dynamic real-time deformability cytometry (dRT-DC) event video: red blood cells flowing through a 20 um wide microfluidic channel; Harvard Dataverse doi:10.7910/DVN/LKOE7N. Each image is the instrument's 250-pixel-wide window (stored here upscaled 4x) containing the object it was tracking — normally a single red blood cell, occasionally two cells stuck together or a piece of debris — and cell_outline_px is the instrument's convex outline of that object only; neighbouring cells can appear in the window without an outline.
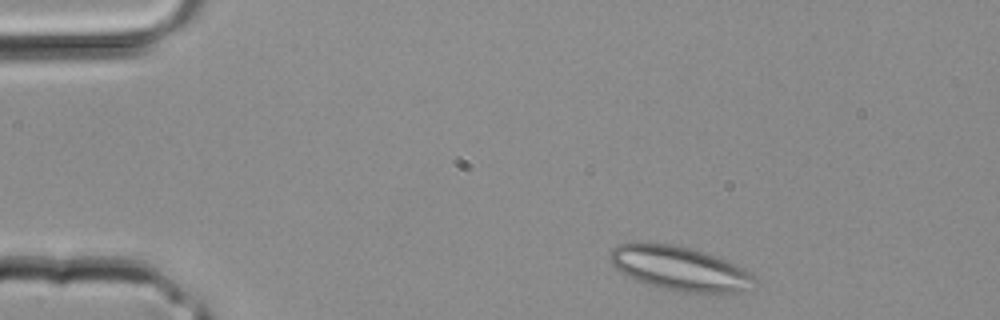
{"species": "common noctule bat (a hibernating species)", "species_latin": "Nyctalus noctula", "temperature_condition": "room temperature", "stored_images_in_passage": 2, "camera_frame_rate_fps": 3000, "um_per_image_px": 0.085, "animal": {"sex": "male", "body_mass_g": 20.4}, "frame": {"image": 1, "passage_image": 1, "time_ms": 0.0, "image_size_px": [1000, 320], "cell_outline_px": [[756, 280], [744, 288], [736, 292], [716, 296], [684, 292], [648, 284], [636, 280], [616, 268], [608, 260], [608, 256], [612, 248], [616, 244], [636, 240], [672, 244], [704, 252], [716, 256], [736, 264], [744, 268]], "centroid_in_image_um": [57.71, 22.8], "position_along_channel_um": 27.3, "area_um2": 37.69}}